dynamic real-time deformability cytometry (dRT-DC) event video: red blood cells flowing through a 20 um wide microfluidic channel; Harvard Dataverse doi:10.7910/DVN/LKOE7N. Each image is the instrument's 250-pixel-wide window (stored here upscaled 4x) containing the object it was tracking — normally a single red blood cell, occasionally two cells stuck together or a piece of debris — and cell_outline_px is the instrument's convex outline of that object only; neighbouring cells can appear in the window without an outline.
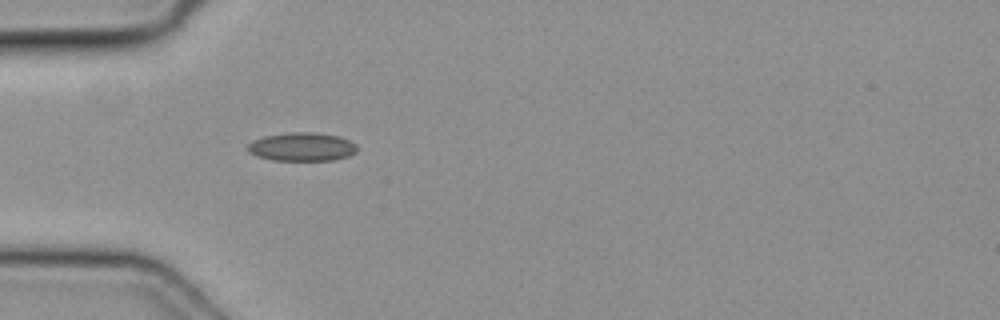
{"species": "common noctule bat (a hibernating species)", "species_latin": "Nyctalus noctula", "temperature_condition": "cold", "stored_images_in_passage": 45, "camera_frame_rate_fps": 3000, "um_per_image_px": 0.085, "animal": {"sex": "female", "body_mass_g": 19.3, "forearm_length_mm": 54.1}, "frame": {"image": 1, "passage_image": 13, "time_ms": 4.0, "image_size_px": [1000, 320], "cell_outline_px": [[356, 152], [348, 156], [332, 160], [272, 160], [256, 156], [248, 152], [248, 144], [252, 140], [264, 136], [292, 132], [312, 132], [340, 136], [356, 144]], "centroid_in_image_um": [25.64, 12.48], "position_along_channel_um": 59.4, "area_um2": 18.15}}
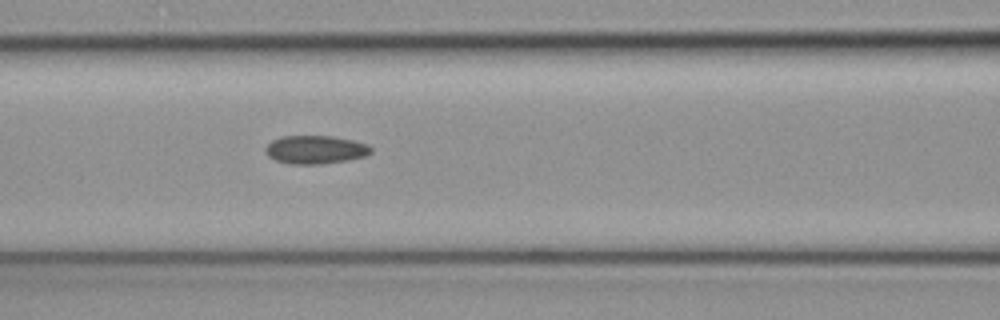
{"frame": {"image": 2, "passage_image": 19, "time_ms": 6.0, "image_size_px": [1000, 320], "cell_outline_px": [[372, 152], [364, 156], [348, 160], [320, 164], [288, 164], [276, 160], [268, 156], [264, 148], [272, 140], [280, 136], [332, 136], [352, 140], [368, 144], [372, 148]], "centroid_in_image_um": [26.8, 12.72], "position_along_channel_um": 139.8, "area_um2": 17.46}}
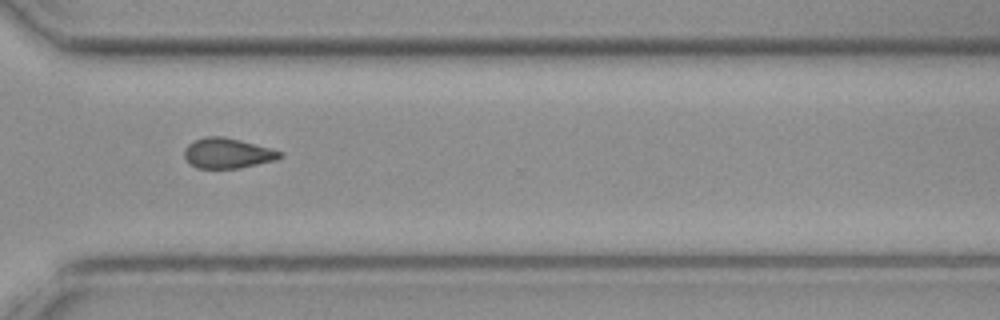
{"frame": {"image": 3, "passage_image": 34, "time_ms": 11.0, "image_size_px": [1000, 320], "cell_outline_px": [[284, 156], [276, 160], [240, 168], [196, 168], [188, 164], [184, 156], [184, 148], [188, 144], [204, 136], [224, 136], [240, 140], [268, 148], [280, 152]], "centroid_in_image_um": [19.29, 13.03], "position_along_channel_um": 351.3, "area_um2": 16.82}}